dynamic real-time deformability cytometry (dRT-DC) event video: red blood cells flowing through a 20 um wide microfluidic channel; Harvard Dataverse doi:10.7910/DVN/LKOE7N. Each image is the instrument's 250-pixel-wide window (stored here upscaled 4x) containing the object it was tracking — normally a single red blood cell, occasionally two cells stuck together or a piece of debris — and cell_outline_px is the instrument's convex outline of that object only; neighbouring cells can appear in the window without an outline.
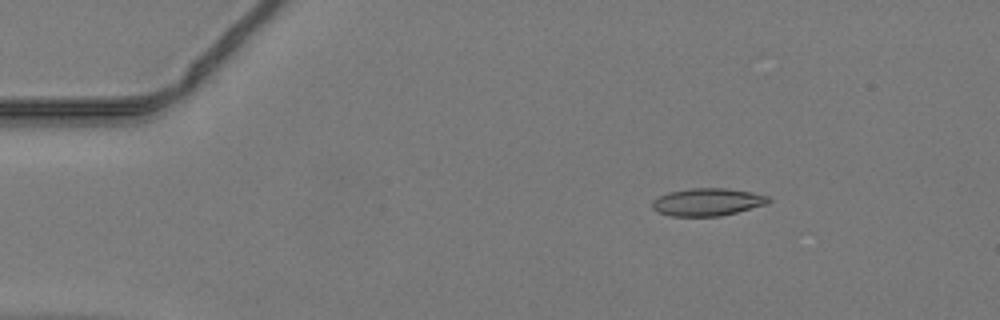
{"species": "common noctule bat (a hibernating species)", "species_latin": "Nyctalus noctula", "temperature_condition": "warm", "stored_images_in_passage": 48, "camera_frame_rate_fps": 3000, "um_per_image_px": 0.085, "animal": {"sex": "male", "body_mass_g": 19.2, "forearm_length_mm": 51.8}, "frame": {"image": 1, "passage_image": 8, "time_ms": 2.333, "image_size_px": [1000, 320], "cell_outline_px": [[772, 200], [768, 204], [720, 216], [672, 216], [656, 212], [652, 208], [652, 200], [668, 192], [688, 188], [728, 188], [752, 192], [768, 196]], "centroid_in_image_um": [60.13, 17.16], "position_along_channel_um": 24.9, "area_um2": 18.84}}
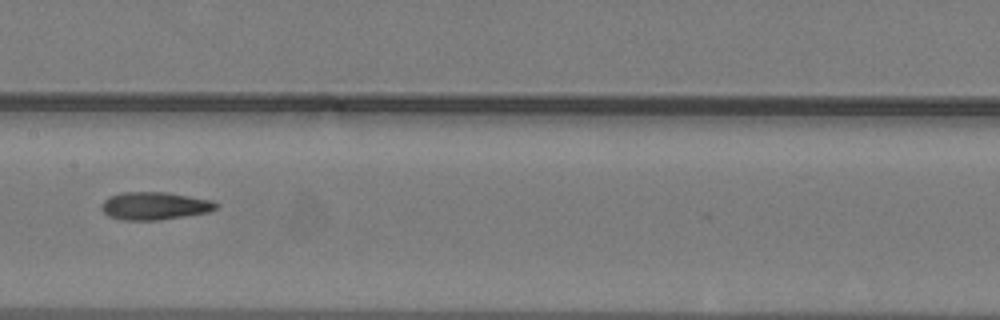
{"frame": {"image": 2, "passage_image": 25, "time_ms": 8.0, "image_size_px": [1000, 320], "cell_outline_px": [[220, 204], [216, 208], [208, 212], [160, 220], [120, 220], [108, 216], [100, 208], [100, 204], [108, 196], [120, 192], [168, 192], [212, 200]], "centroid_in_image_um": [13.11, 17.49], "position_along_channel_um": 194.3, "area_um2": 18.79}}
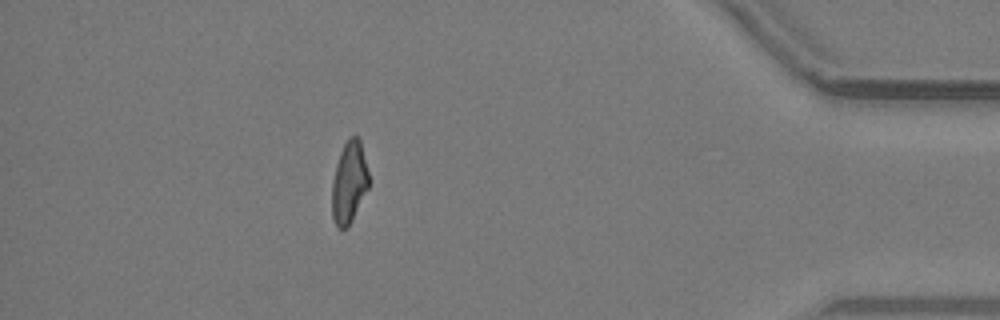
{"frame": {"image": 3, "passage_image": 43, "time_ms": 14.0, "image_size_px": [1000, 320], "cell_outline_px": [[368, 188], [348, 228], [336, 228], [332, 216], [332, 184], [336, 164], [340, 152], [348, 136], [356, 136], [360, 140], [368, 172]], "centroid_in_image_um": [29.66, 15.52], "position_along_channel_um": 405.5, "area_um2": 17.46}}